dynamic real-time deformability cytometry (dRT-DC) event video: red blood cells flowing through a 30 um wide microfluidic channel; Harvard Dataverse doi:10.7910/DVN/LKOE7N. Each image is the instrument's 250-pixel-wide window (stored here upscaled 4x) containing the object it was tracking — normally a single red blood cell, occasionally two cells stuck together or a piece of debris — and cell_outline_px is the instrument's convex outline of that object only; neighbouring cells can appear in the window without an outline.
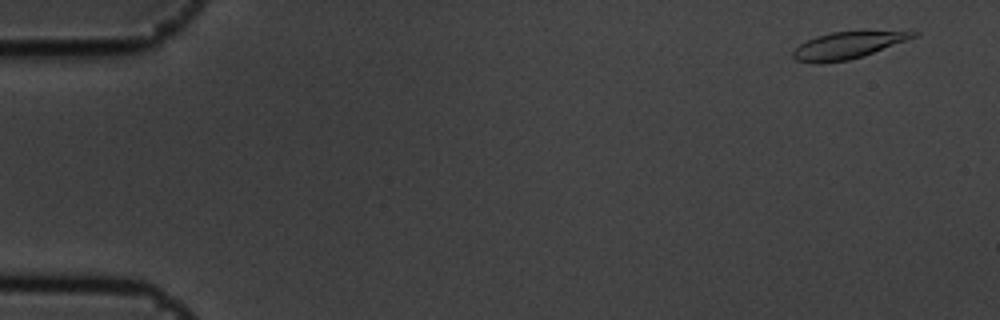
{"species": "common noctule bat (a hibernating species)", "species_latin": "Nyctalus noctula", "temperature_condition": "cold", "stored_images_in_passage": 5, "camera_frame_rate_fps": 3000, "um_per_image_px": 0.085, "animal": {"sex": "male", "body_mass_g": 19.5, "forearm_length_mm": 54.6}, "frame": {"image": 1, "passage_image": 1, "time_ms": 0.0, "image_size_px": [1000, 320], "cell_outline_px": [[920, 32], [916, 36], [872, 52], [848, 60], [796, 60], [792, 56], [792, 52], [800, 44], [816, 36], [832, 32]], "centroid_in_image_um": [72.01, 3.82], "position_along_channel_um": 13.0, "area_um2": 17.22}}
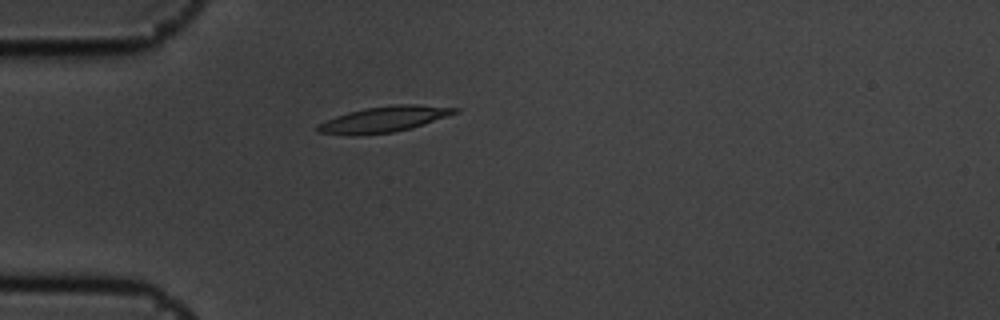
{"frame": {"image": 2, "passage_image": 5, "time_ms": 1.333, "image_size_px": [1000, 320], "cell_outline_px": [[460, 112], [412, 128], [392, 132], [316, 132], [316, 124], [336, 116], [348, 112], [364, 108], [396, 104], [416, 104], [460, 108]], "centroid_in_image_um": [32.77, 10.07], "position_along_channel_um": 52.2, "area_um2": 19.71}}